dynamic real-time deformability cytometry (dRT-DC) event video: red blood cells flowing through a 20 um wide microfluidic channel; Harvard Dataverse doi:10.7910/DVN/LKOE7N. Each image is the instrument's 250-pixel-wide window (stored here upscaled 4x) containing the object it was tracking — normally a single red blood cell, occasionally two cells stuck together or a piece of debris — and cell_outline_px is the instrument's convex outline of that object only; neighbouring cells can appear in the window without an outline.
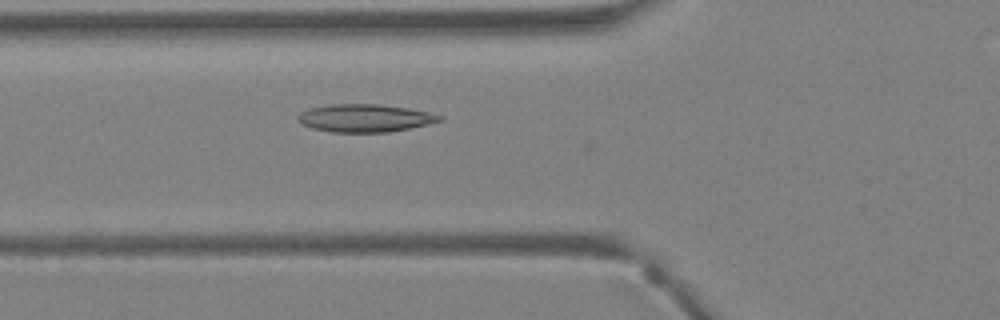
{"species": "Egyptian fruit bat (a non-hibernating species)", "species_latin": "Rousettus aegyptiacus", "temperature_condition": "warm", "stored_images_in_passage": 30, "camera_frame_rate_fps": 3000, "um_per_image_px": 0.085, "animal": {"sex": "female"}, "frame": {"image": 1, "passage_image": 10, "time_ms": 3.0, "image_size_px": [1000, 320], "cell_outline_px": [[444, 120], [428, 124], [388, 132], [332, 132], [312, 128], [304, 124], [296, 116], [300, 112], [312, 108], [328, 104], [376, 104], [408, 108], [428, 112], [444, 116]], "centroid_in_image_um": [31.04, 10.03], "position_along_channel_um": 94.8, "area_um2": 22.77}}
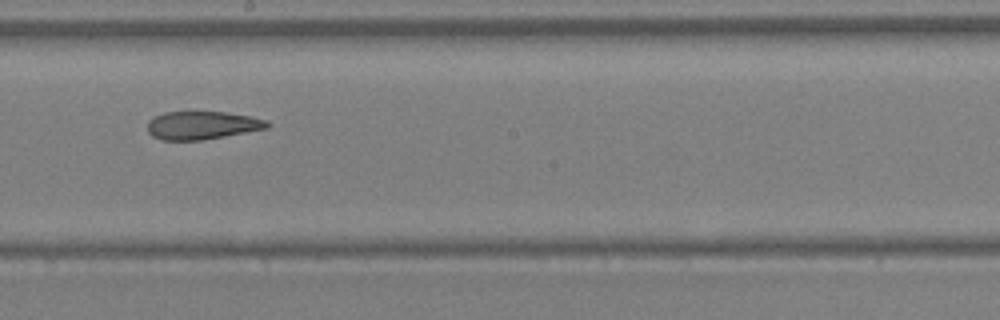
{"frame": {"image": 2, "passage_image": 18, "time_ms": 5.667, "image_size_px": [1000, 320], "cell_outline_px": [[272, 124], [268, 128], [224, 136], [200, 140], [160, 140], [152, 136], [148, 132], [148, 120], [152, 116], [164, 112], [224, 112], [252, 116], [268, 120]], "centroid_in_image_um": [17.18, 10.64], "position_along_channel_um": 231.0, "area_um2": 19.77}}
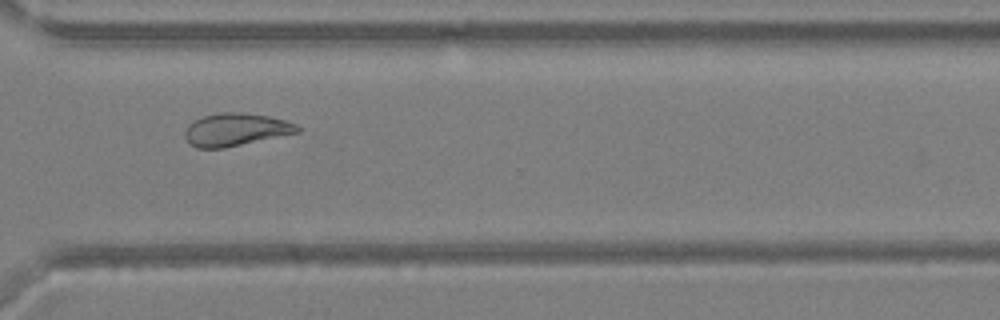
{"frame": {"image": 3, "passage_image": 25, "time_ms": 8.0, "image_size_px": [1000, 320], "cell_outline_px": [[300, 132], [224, 148], [196, 148], [188, 144], [184, 136], [184, 128], [188, 124], [204, 116], [220, 112], [240, 112], [268, 116], [284, 120], [296, 124], [300, 128]], "centroid_in_image_um": [19.99, 11.02], "position_along_channel_um": 350.6, "area_um2": 21.5}}